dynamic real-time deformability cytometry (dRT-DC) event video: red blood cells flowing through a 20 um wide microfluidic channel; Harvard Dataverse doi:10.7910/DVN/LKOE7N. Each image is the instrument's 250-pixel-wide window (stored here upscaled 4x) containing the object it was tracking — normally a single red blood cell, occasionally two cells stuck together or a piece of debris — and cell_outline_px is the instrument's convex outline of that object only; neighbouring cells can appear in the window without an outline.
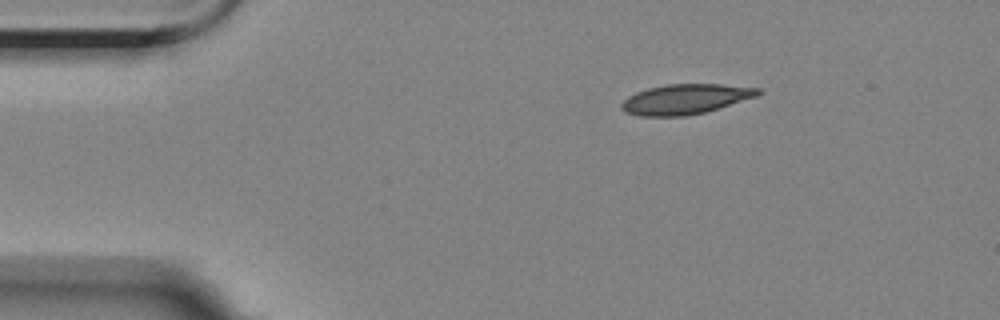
{"species": "Egyptian fruit bat (a non-hibernating species)", "species_latin": "Rousettus aegyptiacus", "temperature_condition": "room temperature", "stored_images_in_passage": 3, "camera_frame_rate_fps": 3000, "um_per_image_px": 0.085, "animal": {"sex": "female"}, "frame": {"image": 1, "passage_image": 1, "time_ms": 0.0, "image_size_px": [1000, 320], "cell_outline_px": [[764, 92], [756, 96], [720, 108], [688, 116], [640, 116], [624, 112], [620, 108], [620, 104], [628, 96], [636, 92], [648, 88], [668, 84], [720, 84], [760, 88]], "centroid_in_image_um": [58.25, 8.43], "position_along_channel_um": 26.8, "area_um2": 23.99}}